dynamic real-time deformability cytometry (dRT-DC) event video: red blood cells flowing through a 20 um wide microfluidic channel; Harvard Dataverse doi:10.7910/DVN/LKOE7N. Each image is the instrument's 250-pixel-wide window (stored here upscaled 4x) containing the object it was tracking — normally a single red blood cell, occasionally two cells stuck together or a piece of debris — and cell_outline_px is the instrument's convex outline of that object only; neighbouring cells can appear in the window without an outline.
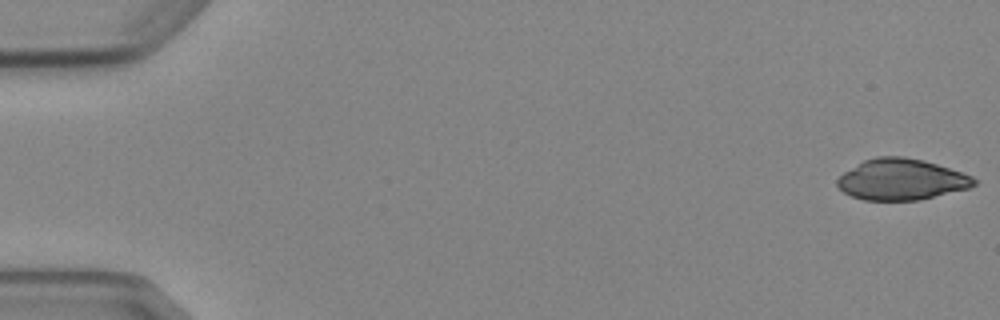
{"species": "Egyptian fruit bat (a non-hibernating species)", "species_latin": "Rousettus aegyptiacus", "temperature_condition": "cold", "stored_images_in_passage": 5, "camera_frame_rate_fps": 3000, "um_per_image_px": 0.085, "animal": {"sex": "female"}, "frame": {"image": 1, "passage_image": 1, "time_ms": 0.0, "image_size_px": [1000, 320], "cell_outline_px": [[976, 184], [968, 188], [920, 200], [864, 200], [852, 196], [844, 192], [836, 184], [836, 180], [844, 172], [864, 160], [876, 156], [904, 156], [924, 160], [972, 176], [976, 180]], "centroid_in_image_um": [76.6, 15.25], "position_along_channel_um": 8.4, "area_um2": 32.54}}